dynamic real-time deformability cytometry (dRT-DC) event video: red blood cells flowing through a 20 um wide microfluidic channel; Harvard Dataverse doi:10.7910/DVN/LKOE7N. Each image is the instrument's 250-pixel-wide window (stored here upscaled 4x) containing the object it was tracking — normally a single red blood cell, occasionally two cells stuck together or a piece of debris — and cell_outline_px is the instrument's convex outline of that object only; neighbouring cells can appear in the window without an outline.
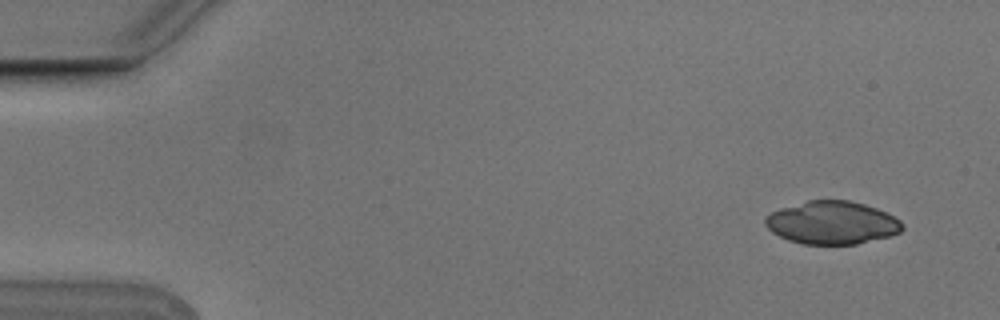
{"species": "Egyptian fruit bat (a non-hibernating species)", "species_latin": "Rousettus aegyptiacus", "temperature_condition": "cold", "stored_images_in_passage": 4, "camera_frame_rate_fps": 3000, "um_per_image_px": 0.085, "animal": {"sex": "male"}, "frame": {"image": 1, "passage_image": 1, "time_ms": 0.0, "image_size_px": [1000, 320], "cell_outline_px": [[904, 228], [900, 232], [888, 236], [856, 244], [804, 244], [788, 240], [772, 232], [764, 224], [764, 216], [780, 208], [808, 200], [848, 200], [864, 204], [876, 208], [900, 220], [904, 224]], "centroid_in_image_um": [70.7, 18.92], "position_along_channel_um": 14.3, "area_um2": 34.22}}